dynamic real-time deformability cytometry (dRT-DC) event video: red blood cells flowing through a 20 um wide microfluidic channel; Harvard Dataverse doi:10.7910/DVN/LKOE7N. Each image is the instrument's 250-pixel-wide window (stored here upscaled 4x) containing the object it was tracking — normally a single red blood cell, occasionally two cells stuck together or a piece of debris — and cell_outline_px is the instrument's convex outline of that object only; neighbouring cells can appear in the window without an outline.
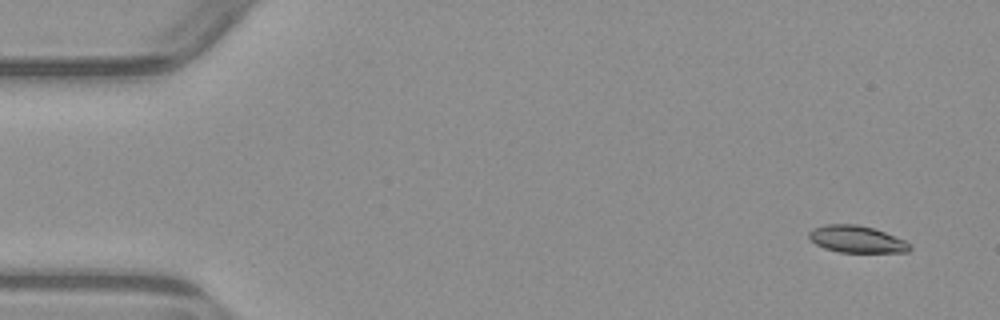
{"species": "common noctule bat (a hibernating species)", "species_latin": "Nyctalus noctula", "temperature_condition": "warm", "stored_images_in_passage": 4, "camera_frame_rate_fps": 3000, "um_per_image_px": 0.085, "animal": {"sex": "male", "body_mass_g": 23.1, "forearm_length_mm": 52.7}, "frame": {"image": 1, "passage_image": 1, "time_ms": 0.0, "image_size_px": [1000, 320], "cell_outline_px": [[912, 248], [908, 252], [840, 252], [824, 248], [816, 244], [808, 236], [808, 232], [812, 228], [824, 224], [856, 224], [872, 228], [884, 232], [904, 240], [912, 244]], "centroid_in_image_um": [72.81, 20.33], "position_along_channel_um": 12.2, "area_um2": 15.84}}
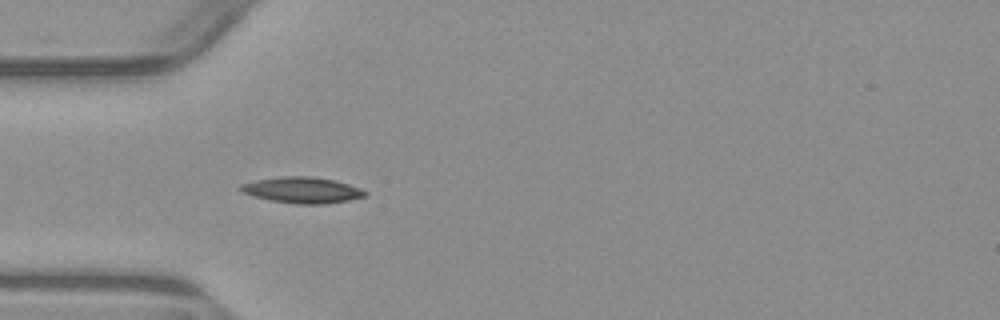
{"frame": {"image": 2, "passage_image": 4, "time_ms": 4.333, "image_size_px": [1000, 320], "cell_outline_px": [[368, 192], [364, 196], [348, 200], [324, 204], [296, 204], [268, 200], [252, 196], [240, 192], [236, 188], [240, 184], [256, 180], [280, 176], [312, 176], [336, 180], [360, 188]], "centroid_in_image_um": [25.62, 16.15], "position_along_channel_um": 59.4, "area_um2": 19.13}}